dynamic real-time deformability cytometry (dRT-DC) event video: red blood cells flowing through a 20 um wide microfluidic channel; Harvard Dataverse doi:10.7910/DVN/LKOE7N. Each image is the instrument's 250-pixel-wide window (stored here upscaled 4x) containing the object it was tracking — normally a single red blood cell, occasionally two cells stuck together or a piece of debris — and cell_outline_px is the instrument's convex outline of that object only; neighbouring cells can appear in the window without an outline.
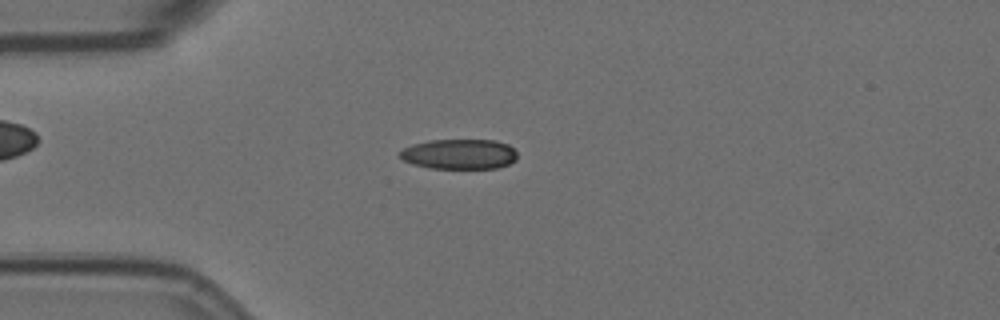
{"species": "Egyptian fruit bat (a non-hibernating species)", "species_latin": "Rousettus aegyptiacus", "temperature_condition": "room temperature", "stored_images_in_passage": 56, "camera_frame_rate_fps": 3000, "um_per_image_px": 0.085, "animal": {"sex": "female"}, "frame": {"image": 1, "passage_image": 14, "time_ms": 4.333, "image_size_px": [1000, 320], "cell_outline_px": [[516, 160], [508, 164], [496, 168], [428, 168], [412, 164], [404, 160], [400, 156], [400, 152], [404, 148], [412, 144], [428, 140], [496, 140], [508, 144], [516, 152]], "centroid_in_image_um": [39.04, 13.09], "position_along_channel_um": 46.0, "area_um2": 20.58}}
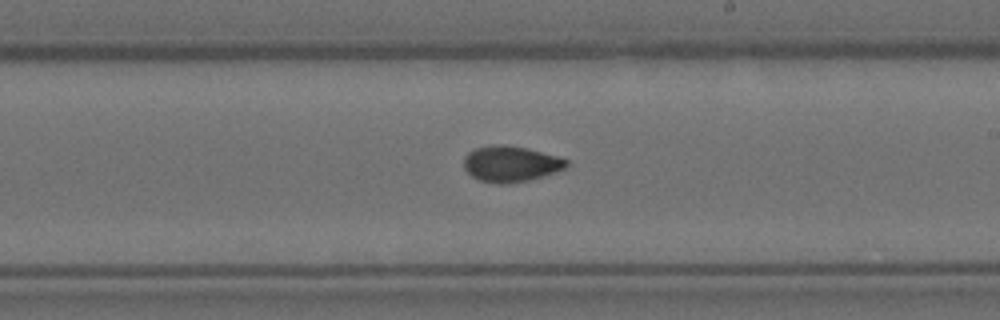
{"frame": {"image": 2, "passage_image": 32, "time_ms": 10.333, "image_size_px": [1000, 320], "cell_outline_px": [[568, 164], [564, 168], [556, 172], [544, 176], [528, 180], [508, 184], [496, 184], [480, 180], [472, 176], [464, 168], [464, 156], [468, 152], [476, 148], [500, 144], [504, 144], [524, 148], [556, 156], [568, 160]], "centroid_in_image_um": [43.39, 13.94], "position_along_channel_um": 245.6, "area_um2": 21.27}}
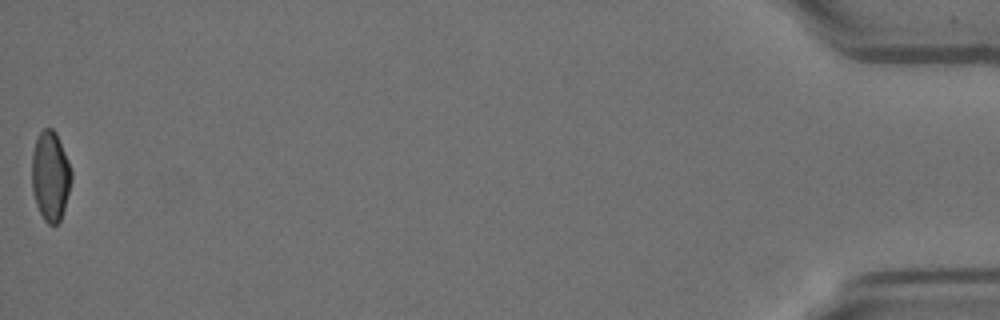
{"frame": {"image": 3, "passage_image": 56, "time_ms": 18.333, "image_size_px": [1000, 320], "cell_outline_px": [[72, 180], [64, 208], [60, 220], [56, 224], [48, 224], [44, 220], [36, 204], [32, 188], [32, 152], [36, 140], [40, 132], [44, 128], [52, 128], [56, 132], [72, 172]], "centroid_in_image_um": [4.28, 14.96], "position_along_channel_um": 430.9, "area_um2": 20.46}, "authors_computed_cell_mechanics": {"area_um2": 20.8658, "velocity_mm_per_s": 3.5804, "shape_relaxation_time_tau1_ms": 5.5636, "shape_relaxation_time_tau2_ms": 1.817, "deformation_change_tau1": 0.1728, "deformation_change_tau2": 0.0548}}